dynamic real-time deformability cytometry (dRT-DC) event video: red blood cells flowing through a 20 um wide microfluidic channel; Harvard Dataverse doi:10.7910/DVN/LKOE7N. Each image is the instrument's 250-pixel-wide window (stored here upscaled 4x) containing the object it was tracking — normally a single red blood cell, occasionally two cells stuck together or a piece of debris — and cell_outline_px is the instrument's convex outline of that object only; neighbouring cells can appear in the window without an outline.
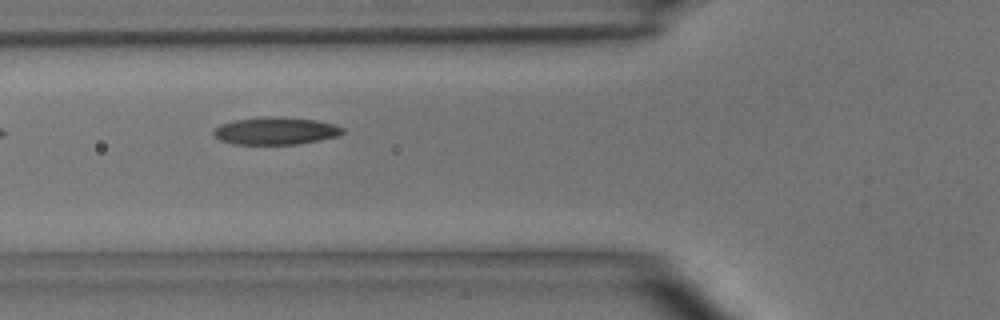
{"species": "common noctule bat (a hibernating species)", "species_latin": "Nyctalus noctula", "temperature_condition": "room temperature", "stored_images_in_passage": 4, "camera_frame_rate_fps": 3000, "um_per_image_px": 0.085, "animal": {"sex": "male", "body_mass_g": 15.6}, "frame": {"image": 1, "passage_image": 2, "time_ms": 1.333, "image_size_px": [1000, 320], "cell_outline_px": [[344, 132], [340, 136], [300, 144], [232, 144], [220, 140], [212, 136], [212, 128], [220, 124], [236, 120], [264, 116], [280, 116], [316, 120], [332, 124], [344, 128]], "centroid_in_image_um": [23.4, 11.12], "position_along_channel_um": 102.4, "area_um2": 20.98}}